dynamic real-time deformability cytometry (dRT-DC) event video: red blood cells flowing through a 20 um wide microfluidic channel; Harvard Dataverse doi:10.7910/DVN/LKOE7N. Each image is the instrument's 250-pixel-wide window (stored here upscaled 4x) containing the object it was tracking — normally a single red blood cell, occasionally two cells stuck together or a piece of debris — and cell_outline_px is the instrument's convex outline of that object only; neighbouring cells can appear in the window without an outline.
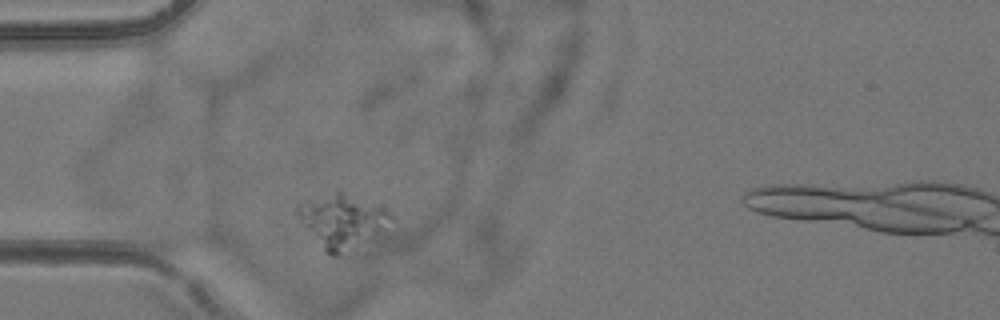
{"species": "common noctule bat (a hibernating species)", "species_latin": "Nyctalus noctula", "temperature_condition": "room temperature", "stored_images_in_passage": 1, "camera_frame_rate_fps": 3000, "um_per_image_px": 0.085, "animal": {"sex": "female", "body_mass_g": 24.6, "forearm_length_mm": 56.2}, "frame": {"image": 1, "passage_image": 1, "time_ms": 0.0, "image_size_px": [1000, 320], "cell_outline_px": [[396, 220], [376, 236], [336, 256], [332, 256], [324, 252], [292, 212], [296, 200], [336, 192], [340, 192], [384, 208], [392, 212], [396, 216]], "centroid_in_image_um": [29.0, 18.77], "position_along_channel_um": 56.0, "area_um2": 29.71}}